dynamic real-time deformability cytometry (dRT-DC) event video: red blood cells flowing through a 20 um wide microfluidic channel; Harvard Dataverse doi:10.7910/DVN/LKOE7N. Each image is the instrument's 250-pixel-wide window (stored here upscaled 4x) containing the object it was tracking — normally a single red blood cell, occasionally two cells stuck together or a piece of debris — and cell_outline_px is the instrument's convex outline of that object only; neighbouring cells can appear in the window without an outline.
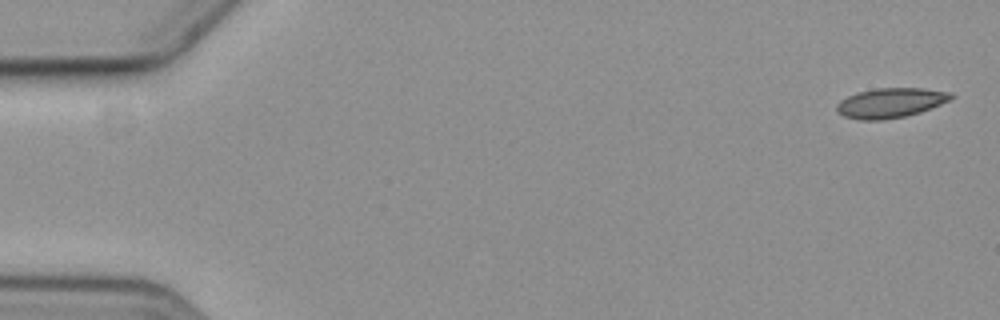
{"species": "common noctule bat (a hibernating species)", "species_latin": "Nyctalus noctula", "temperature_condition": "cold", "stored_images_in_passage": 11, "camera_frame_rate_fps": 3000, "um_per_image_px": 0.085, "animal": {"sex": "female", "body_mass_g": 19.3, "forearm_length_mm": 54.1}, "frame": {"image": 1, "passage_image": 1, "time_ms": 0.0, "image_size_px": [1000, 320], "cell_outline_px": [[956, 96], [940, 104], [920, 112], [904, 116], [884, 120], [860, 120], [844, 116], [836, 112], [836, 104], [840, 100], [856, 92], [876, 88], [924, 88], [952, 92]], "centroid_in_image_um": [75.67, 8.73], "position_along_channel_um": 9.3, "area_um2": 19.94}}
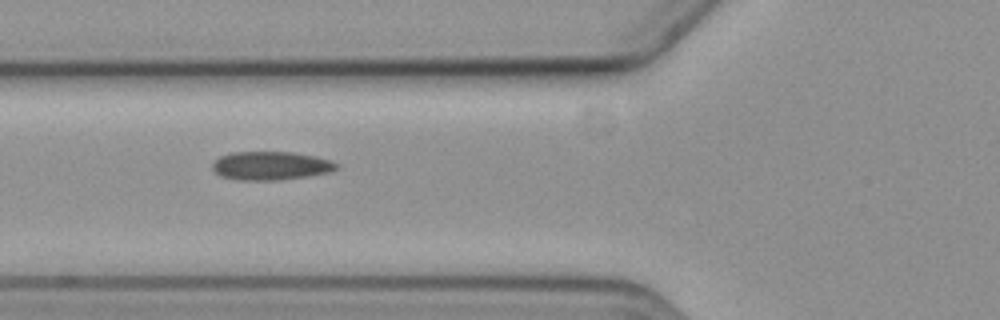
{"frame": {"image": 2, "passage_image": 6, "time_ms": 6.667, "image_size_px": [1000, 320], "cell_outline_px": [[340, 168], [328, 172], [308, 176], [276, 180], [236, 180], [220, 176], [212, 168], [212, 164], [220, 156], [232, 152], [292, 152], [316, 156], [340, 164]], "centroid_in_image_um": [23.02, 14.09], "position_along_channel_um": 102.8, "area_um2": 20.63}}
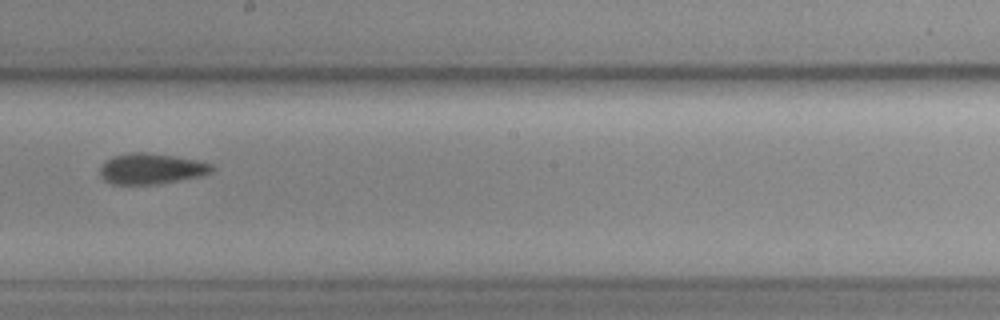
{"frame": {"image": 3, "passage_image": 9, "time_ms": 10.333, "image_size_px": [1000, 320], "cell_outline_px": [[216, 168], [212, 172], [200, 176], [156, 184], [112, 184], [104, 180], [100, 176], [100, 168], [112, 156], [132, 152], [148, 152], [196, 160], [212, 164]], "centroid_in_image_um": [12.86, 14.34], "position_along_channel_um": 235.3, "area_um2": 19.88}}